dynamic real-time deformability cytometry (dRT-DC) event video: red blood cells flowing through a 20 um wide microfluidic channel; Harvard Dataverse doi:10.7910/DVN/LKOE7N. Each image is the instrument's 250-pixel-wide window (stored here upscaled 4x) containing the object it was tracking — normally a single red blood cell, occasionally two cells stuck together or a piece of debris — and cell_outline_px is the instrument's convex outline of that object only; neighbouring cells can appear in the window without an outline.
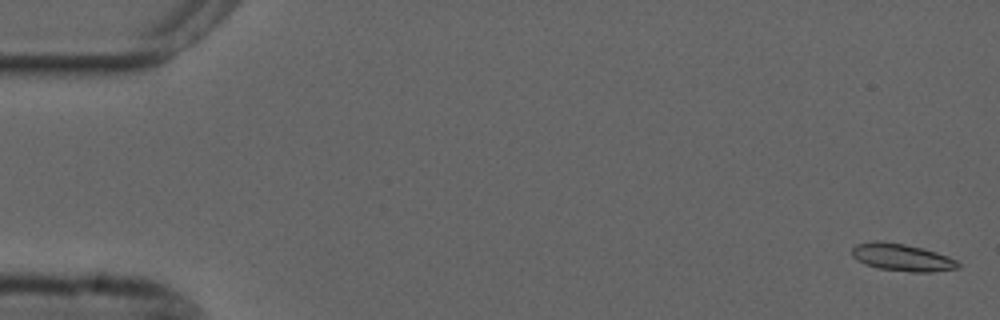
{"species": "common noctule bat (a hibernating species)", "species_latin": "Nyctalus noctula", "temperature_condition": "cold", "stored_images_in_passage": 10, "camera_frame_rate_fps": 3000, "um_per_image_px": 0.085, "animal": {"sex": "male", "forearm_length_mm": 52.5}, "frame": {"image": 1, "passage_image": 2, "time_ms": 0.333, "image_size_px": [1000, 320], "cell_outline_px": [[960, 268], [932, 272], [912, 272], [880, 268], [864, 264], [856, 260], [852, 256], [852, 248], [856, 244], [872, 240], [884, 240], [904, 244], [936, 252], [948, 256], [956, 260], [960, 264]], "centroid_in_image_um": [76.64, 21.87], "position_along_channel_um": 8.4, "area_um2": 16.99}}